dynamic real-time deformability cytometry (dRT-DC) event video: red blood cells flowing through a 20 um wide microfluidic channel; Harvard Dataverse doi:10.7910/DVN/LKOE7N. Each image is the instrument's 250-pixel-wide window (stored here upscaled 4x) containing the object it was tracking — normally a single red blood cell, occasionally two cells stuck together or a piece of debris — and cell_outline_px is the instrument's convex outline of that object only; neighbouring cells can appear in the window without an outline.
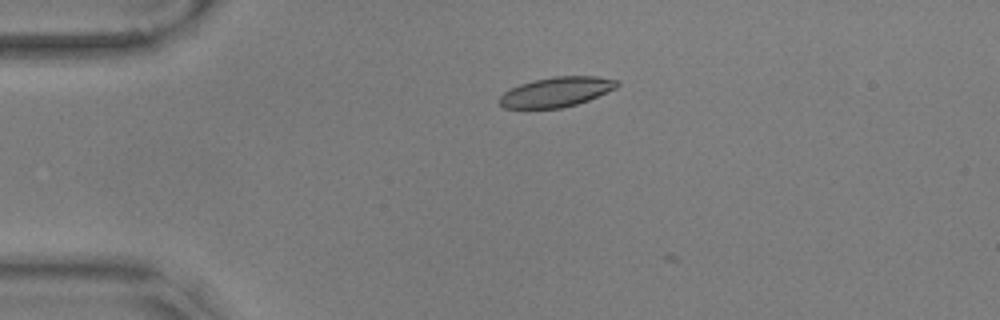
{"species": "common noctule bat (a hibernating species)", "species_latin": "Nyctalus noctula", "temperature_condition": "warm", "stored_images_in_passage": 3, "camera_frame_rate_fps": 3000, "um_per_image_px": 0.085, "animal": {"sex": "male", "body_mass_g": 17.9, "forearm_length_mm": 54.2}, "frame": {"image": 1, "passage_image": 1, "time_ms": 0.0, "image_size_px": [1000, 320], "cell_outline_px": [[620, 84], [616, 88], [588, 100], [576, 104], [560, 108], [504, 108], [496, 100], [504, 92], [520, 84], [536, 80], [556, 76], [596, 76], [620, 80]], "centroid_in_image_um": [47.3, 7.81], "position_along_channel_um": 37.7, "area_um2": 20.35}}